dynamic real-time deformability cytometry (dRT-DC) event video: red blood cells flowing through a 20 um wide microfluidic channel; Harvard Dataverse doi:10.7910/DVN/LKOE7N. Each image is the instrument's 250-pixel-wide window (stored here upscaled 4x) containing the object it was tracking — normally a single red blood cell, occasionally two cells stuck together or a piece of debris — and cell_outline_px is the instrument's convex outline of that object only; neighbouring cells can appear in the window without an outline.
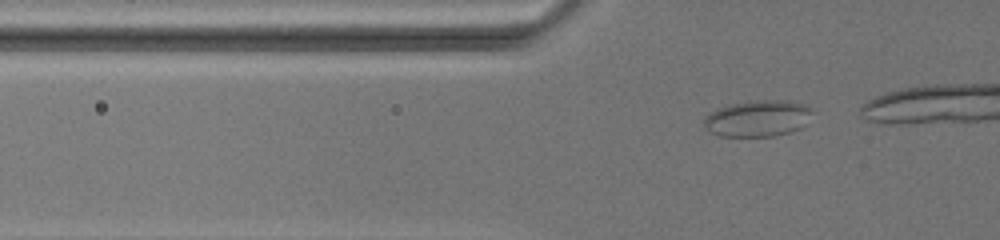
{"species": "common noctule bat (a hibernating species)", "species_latin": "Nyctalus noctula", "temperature_condition": "warm", "stored_images_in_passage": 40, "camera_frame_rate_fps": 3000, "um_per_image_px": 0.085, "animal": {"sex": "female", "body_mass_g": 19.5, "forearm_length_mm": 54.1}, "frame": {"image": 1, "passage_image": 31, "time_ms": 6.0, "image_size_px": [1000, 240], "cell_outline_px": [[816, 108], [804, 124], [800, 128], [788, 132], [772, 136], [720, 136], [708, 132], [704, 124], [704, 116], [716, 108], [728, 104], [752, 100], [788, 100], [804, 104]], "centroid_in_image_um": [64.39, 10.04], "position_along_channel_um": 61.4, "area_um2": 23.29}}
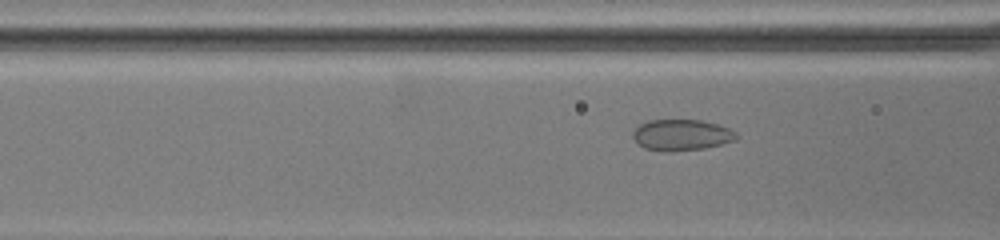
{"frame": {"image": 2, "passage_image": 37, "time_ms": 8.0, "image_size_px": [1000, 240], "cell_outline_px": [[740, 136], [736, 140], [704, 148], [672, 152], [664, 152], [644, 148], [632, 136], [632, 132], [640, 124], [648, 120], [700, 120], [720, 124], [736, 132]], "centroid_in_image_um": [57.95, 11.47], "position_along_channel_um": 108.6, "area_um2": 18.9}}